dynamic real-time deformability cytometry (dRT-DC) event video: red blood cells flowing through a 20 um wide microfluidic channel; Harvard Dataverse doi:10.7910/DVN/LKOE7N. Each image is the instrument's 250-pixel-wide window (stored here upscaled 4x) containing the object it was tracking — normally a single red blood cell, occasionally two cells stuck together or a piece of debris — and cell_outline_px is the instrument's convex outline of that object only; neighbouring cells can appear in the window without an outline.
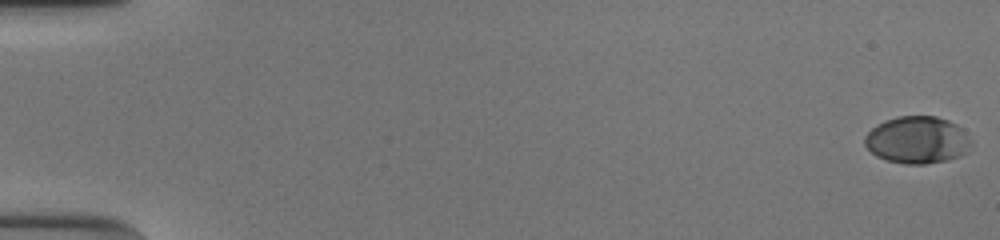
{"species": "human", "species_latin": "Homo sapiens", "temperature_condition": "cold", "stored_images_in_passage": 55, "camera_frame_rate_fps": 3000, "um_per_image_px": 0.085, "donor": {"sex": "male"}, "frame": {"image": 1, "passage_image": 1, "time_ms": 0.0, "image_size_px": [1000, 240], "cell_outline_px": [[972, 144], [968, 152], [960, 156], [948, 160], [924, 164], [904, 164], [884, 160], [876, 156], [864, 144], [864, 136], [876, 124], [900, 116], [936, 116], [948, 120], [956, 124], [972, 140]], "centroid_in_image_um": [77.98, 11.91], "position_along_channel_um": 7.0, "area_um2": 29.42}}
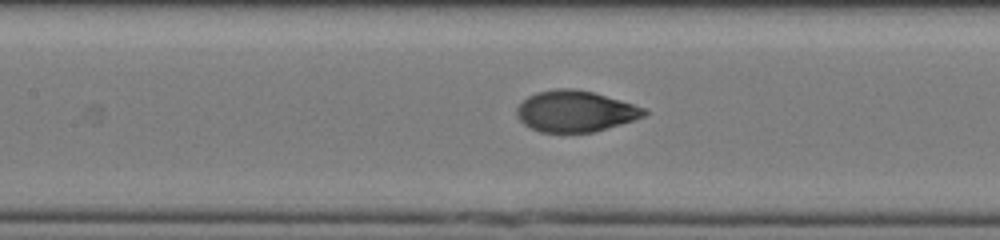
{"frame": {"image": 2, "passage_image": 27, "time_ms": 8.667, "image_size_px": [1000, 240], "cell_outline_px": [[648, 112], [644, 116], [620, 124], [592, 132], [540, 132], [524, 124], [516, 116], [516, 108], [528, 96], [536, 92], [556, 88], [572, 88], [592, 92], [648, 108]], "centroid_in_image_um": [48.89, 9.45], "position_along_channel_um": 158.5, "area_um2": 30.4}}
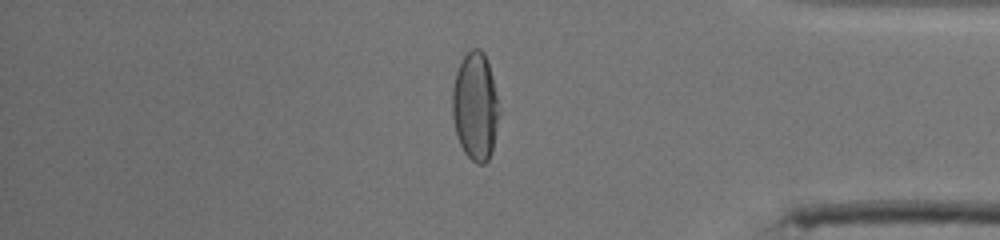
{"frame": {"image": 3, "passage_image": 47, "time_ms": 15.333, "image_size_px": [1000, 240], "cell_outline_px": [[500, 112], [492, 152], [488, 160], [484, 164], [476, 164], [464, 152], [460, 144], [456, 132], [452, 116], [452, 88], [456, 72], [464, 56], [472, 48], [480, 48], [484, 52], [488, 60], [492, 76]], "centroid_in_image_um": [40.4, 9.04], "position_along_channel_um": 394.8, "area_um2": 29.59}, "authors_computed_cell_mechanics": {"area_um2": 30.4028, "velocity_mm_per_s": 3.8595, "shape_relaxation_time_tau1_ms": 6.2223, "shape_relaxation_time_tau2_ms": null, "deformation_change_tau1": 0.2423, "deformation_change_tau2": null}}